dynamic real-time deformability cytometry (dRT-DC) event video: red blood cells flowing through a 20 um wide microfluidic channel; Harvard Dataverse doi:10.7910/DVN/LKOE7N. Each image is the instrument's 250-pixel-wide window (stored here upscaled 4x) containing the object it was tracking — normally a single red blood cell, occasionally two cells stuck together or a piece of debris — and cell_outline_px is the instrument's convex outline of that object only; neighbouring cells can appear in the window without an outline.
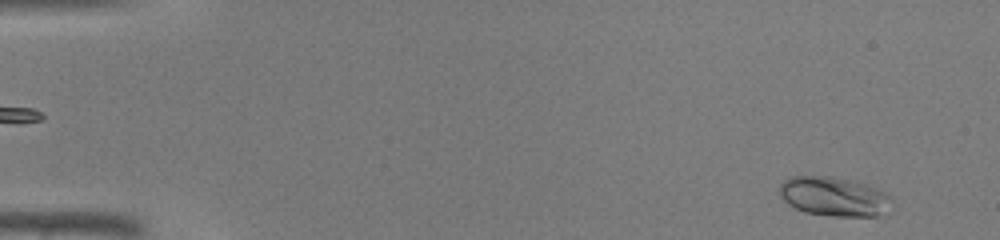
{"species": "common noctule bat (a hibernating species)", "species_latin": "Nyctalus noctula", "temperature_condition": "warm", "stored_images_in_passage": 44, "camera_frame_rate_fps": 3000, "um_per_image_px": 0.085, "animal": {"sex": "male", "body_mass_g": 19.0, "forearm_length_mm": 50.8}, "frame": {"image": 1, "passage_image": 2, "time_ms": 0.333, "image_size_px": [1000, 240], "cell_outline_px": [[892, 200], [876, 216], [832, 216], [804, 212], [788, 204], [780, 196], [780, 184], [784, 180], [792, 176], [832, 176], [864, 184], [888, 192], [892, 196]], "centroid_in_image_um": [70.84, 16.69], "position_along_channel_um": 14.2, "area_um2": 25.37}}
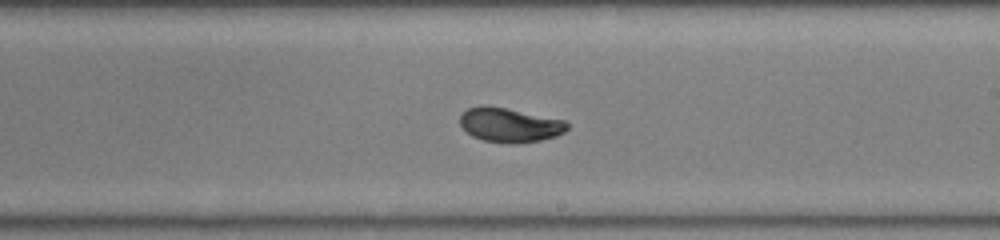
{"frame": {"image": 2, "passage_image": 26, "time_ms": 8.333, "image_size_px": [1000, 240], "cell_outline_px": [[568, 128], [564, 132], [556, 136], [540, 140], [484, 140], [472, 136], [460, 124], [460, 116], [468, 108], [480, 104], [484, 104], [564, 120], [568, 124]], "centroid_in_image_um": [43.3, 10.56], "position_along_channel_um": 245.7, "area_um2": 20.4}}
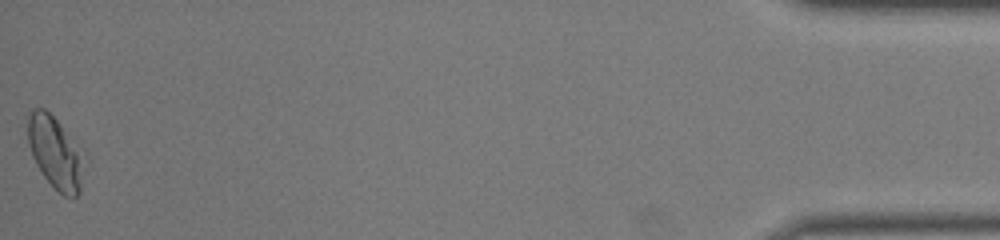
{"frame": {"image": 3, "passage_image": 44, "time_ms": 14.333, "image_size_px": [1000, 240], "cell_outline_px": [[88, 160], [80, 192], [76, 196], [64, 196], [44, 176], [36, 164], [32, 156], [28, 144], [28, 116], [32, 108], [44, 108], [88, 152]], "centroid_in_image_um": [4.81, 12.97], "position_along_channel_um": 430.4, "area_um2": 24.51}}